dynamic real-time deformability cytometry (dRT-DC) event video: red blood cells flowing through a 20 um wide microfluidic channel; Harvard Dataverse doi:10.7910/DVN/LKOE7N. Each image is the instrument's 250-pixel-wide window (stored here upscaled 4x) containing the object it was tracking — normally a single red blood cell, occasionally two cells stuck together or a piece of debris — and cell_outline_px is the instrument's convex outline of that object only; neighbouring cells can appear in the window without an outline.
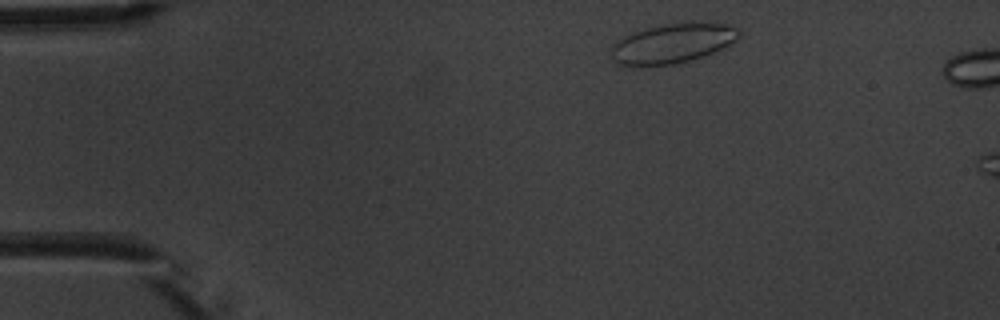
{"species": "common noctule bat (a hibernating species)", "species_latin": "Nyctalus noctula", "temperature_condition": "warm", "stored_images_in_passage": 4, "camera_frame_rate_fps": 3000, "um_per_image_px": 0.085, "animal": {"sex": "male", "body_mass_g": 20.1, "forearm_length_mm": 53.5}, "frame": {"image": 1, "passage_image": 1, "time_ms": 0.0, "image_size_px": [1000, 320], "cell_outline_px": [[740, 36], [736, 40], [712, 52], [692, 60], [672, 64], [636, 68], [632, 68], [620, 64], [612, 60], [612, 44], [616, 40], [632, 32], [644, 28], [692, 20], [724, 24], [740, 28]], "centroid_in_image_um": [57.12, 3.68], "position_along_channel_um": 27.9, "area_um2": 30.17}}